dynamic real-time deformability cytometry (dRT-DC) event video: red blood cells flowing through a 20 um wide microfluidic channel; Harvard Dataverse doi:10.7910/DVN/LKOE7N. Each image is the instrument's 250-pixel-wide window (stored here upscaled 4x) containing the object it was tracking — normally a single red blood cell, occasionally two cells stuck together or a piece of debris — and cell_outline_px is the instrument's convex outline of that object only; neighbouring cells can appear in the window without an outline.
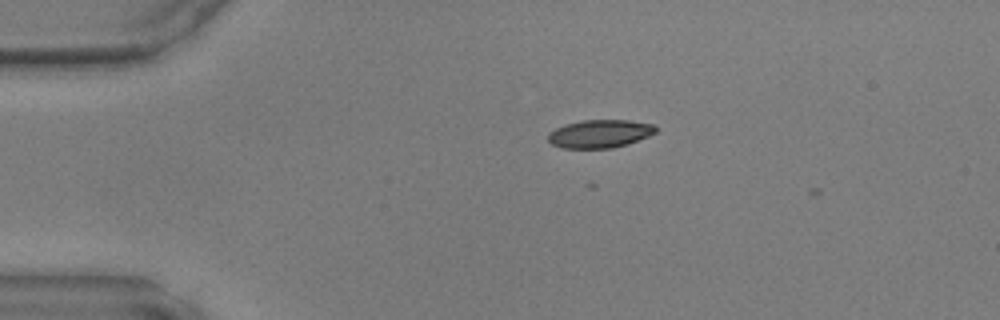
{"species": "common noctule bat (a hibernating species)", "species_latin": "Nyctalus noctula", "temperature_condition": "warm", "stored_images_in_passage": 9, "camera_frame_rate_fps": 3000, "um_per_image_px": 0.085, "animal": {"sex": "male", "body_mass_g": 17.9, "forearm_length_mm": 54.2}, "frame": {"image": 1, "passage_image": 1, "time_ms": 0.0, "image_size_px": [1000, 320], "cell_outline_px": [[656, 132], [648, 136], [628, 144], [612, 148], [560, 148], [552, 144], [548, 140], [548, 132], [564, 124], [584, 120], [628, 120], [656, 124]], "centroid_in_image_um": [50.98, 11.36], "position_along_channel_um": 34.0, "area_um2": 17.74}}